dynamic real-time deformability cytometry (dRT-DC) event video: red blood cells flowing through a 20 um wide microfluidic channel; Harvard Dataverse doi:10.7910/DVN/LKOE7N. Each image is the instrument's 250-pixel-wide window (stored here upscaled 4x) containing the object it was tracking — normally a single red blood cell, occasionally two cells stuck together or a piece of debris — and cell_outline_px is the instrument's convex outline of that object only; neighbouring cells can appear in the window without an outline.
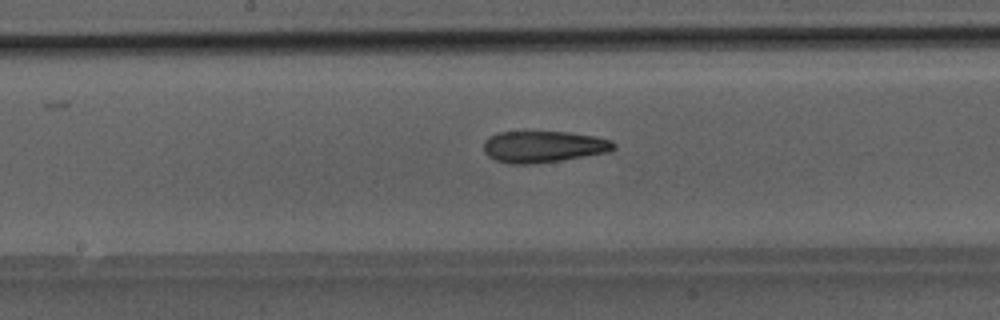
{"species": "Egyptian fruit bat (a non-hibernating species)", "species_latin": "Rousettus aegyptiacus", "temperature_condition": "room temperature", "stored_images_in_passage": 36, "camera_frame_rate_fps": 3000, "um_per_image_px": 0.085, "animal": {"sex": "male"}, "frame": {"image": 1, "passage_image": 14, "time_ms": 4.333, "image_size_px": [1000, 320], "cell_outline_px": [[616, 148], [608, 152], [560, 160], [532, 164], [508, 164], [496, 160], [488, 156], [484, 152], [484, 140], [488, 136], [496, 132], [568, 132], [596, 136], [612, 140], [616, 144]], "centroid_in_image_um": [46.18, 12.46], "position_along_channel_um": 202.0, "area_um2": 24.04}}
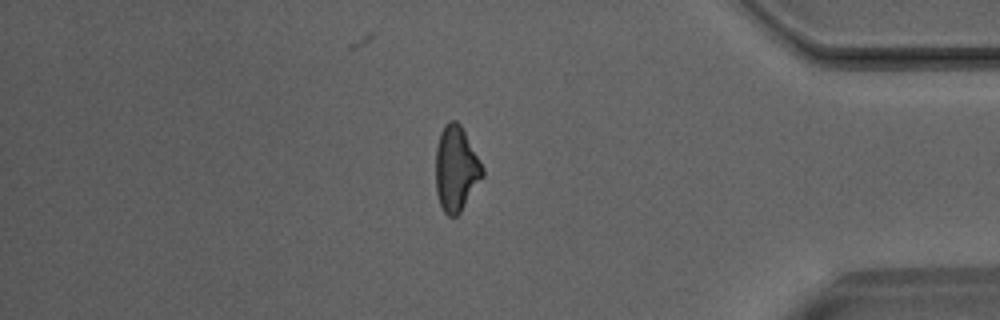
{"frame": {"image": 2, "passage_image": 29, "time_ms": 9.333, "image_size_px": [1000, 320], "cell_outline_px": [[484, 176], [460, 212], [456, 216], [448, 216], [444, 212], [440, 204], [436, 192], [436, 148], [440, 132], [444, 124], [448, 120], [456, 120], [460, 124], [484, 168]], "centroid_in_image_um": [38.76, 14.33], "position_along_channel_um": 396.4, "area_um2": 23.18}}
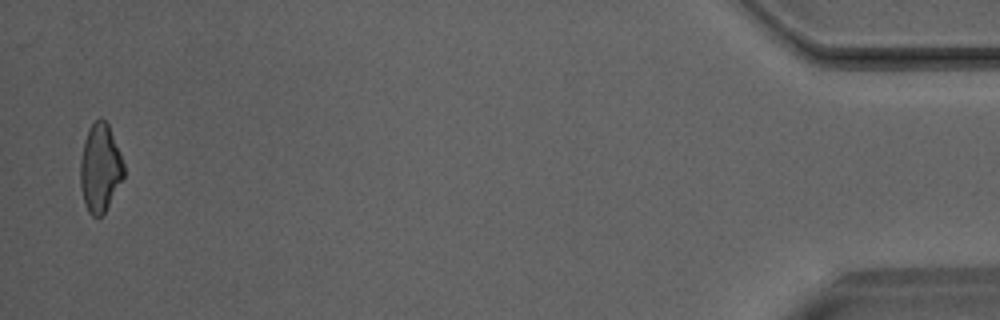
{"frame": {"image": 3, "passage_image": 35, "time_ms": 11.333, "image_size_px": [1000, 320], "cell_outline_px": [[124, 176], [104, 212], [100, 216], [92, 216], [88, 212], [84, 204], [80, 188], [80, 160], [84, 140], [88, 128], [100, 116], [108, 124], [120, 152], [124, 164]], "centroid_in_image_um": [8.49, 14.26], "position_along_channel_um": 426.7, "area_um2": 22.31}}